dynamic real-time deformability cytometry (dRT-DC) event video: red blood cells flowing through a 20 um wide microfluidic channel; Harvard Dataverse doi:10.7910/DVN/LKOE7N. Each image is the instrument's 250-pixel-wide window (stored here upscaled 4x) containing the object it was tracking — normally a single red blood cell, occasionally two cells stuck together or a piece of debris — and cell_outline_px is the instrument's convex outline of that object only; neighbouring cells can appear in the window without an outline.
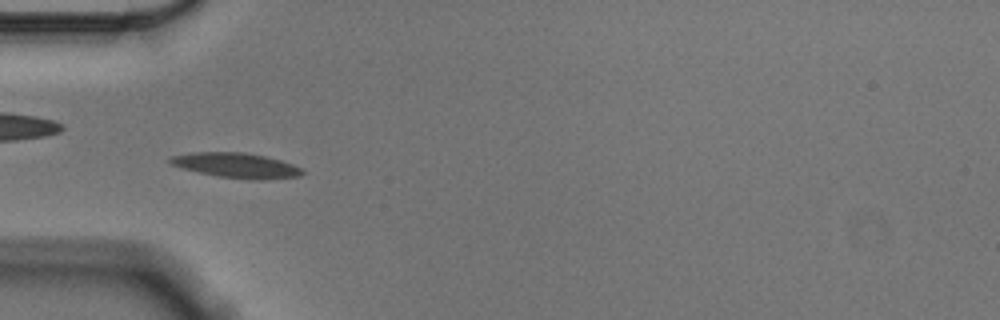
{"species": "Egyptian fruit bat (a non-hibernating species)", "species_latin": "Rousettus aegyptiacus", "temperature_condition": "cold", "stored_images_in_passage": 46, "camera_frame_rate_fps": 3000, "um_per_image_px": 0.085, "animal": {"sex": "male"}, "frame": {"image": 1, "passage_image": 7, "time_ms": 2.0, "image_size_px": [1000, 320], "cell_outline_px": [[304, 172], [300, 176], [264, 180], [252, 180], [216, 176], [180, 168], [172, 164], [168, 160], [172, 156], [188, 152], [244, 152], [264, 156], [280, 160], [292, 164], [300, 168]], "centroid_in_image_um": [20.06, 14.06], "position_along_channel_um": 64.9, "area_um2": 19.31}}
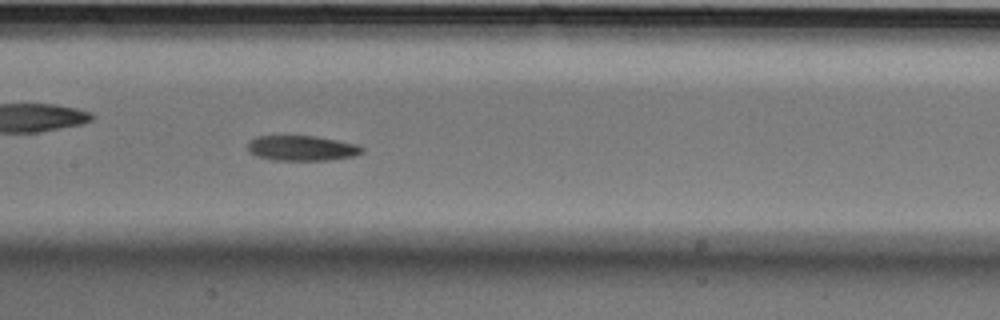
{"frame": {"image": 2, "passage_image": 17, "time_ms": 5.333, "image_size_px": [1000, 320], "cell_outline_px": [[364, 152], [352, 156], [332, 160], [272, 160], [256, 156], [248, 152], [248, 140], [256, 136], [316, 136], [356, 144], [364, 148]], "centroid_in_image_um": [25.62, 12.59], "position_along_channel_um": 181.8, "area_um2": 16.88}}
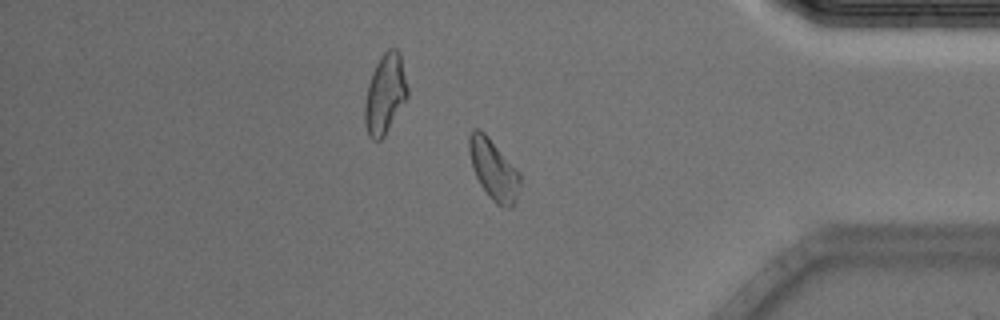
{"frame": {"image": 3, "passage_image": 37, "time_ms": 12.0, "image_size_px": [1000, 320], "cell_outline_px": [[520, 184], [516, 200], [512, 208], [504, 208], [496, 204], [488, 196], [480, 184], [472, 168], [468, 148], [468, 136], [472, 128], [480, 128], [488, 136], [520, 172]], "centroid_in_image_um": [41.94, 14.4], "position_along_channel_um": 393.3, "area_um2": 18.21}, "authors_computed_cell_mechanics": {"area_um2": 17.5134, "velocity_mm_per_s": 3.5193, "shape_relaxation_time_tau1_ms": 4.0517, "shape_relaxation_time_tau2_ms": 7.9816, "deformation_change_tau1": 0.1194, "deformation_change_tau2": 0.0967}}